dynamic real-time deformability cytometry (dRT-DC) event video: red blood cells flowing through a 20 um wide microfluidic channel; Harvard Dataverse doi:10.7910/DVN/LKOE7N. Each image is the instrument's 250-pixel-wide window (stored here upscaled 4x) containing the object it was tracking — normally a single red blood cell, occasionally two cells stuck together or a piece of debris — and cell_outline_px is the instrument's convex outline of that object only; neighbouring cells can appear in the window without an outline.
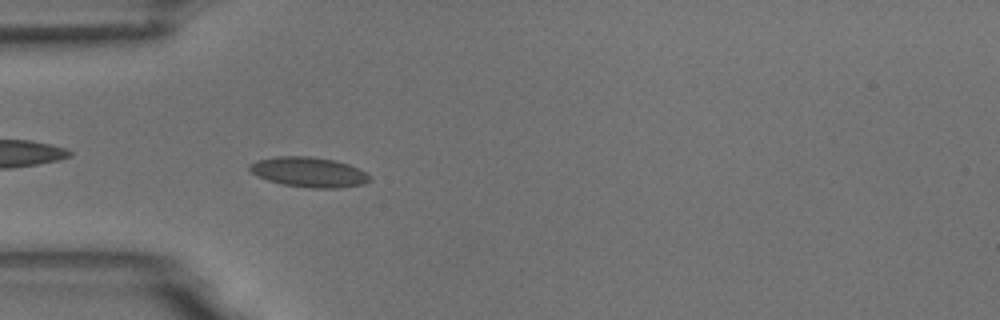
{"species": "common noctule bat (a hibernating species)", "species_latin": "Nyctalus noctula", "temperature_condition": "room temperature", "stored_images_in_passage": 54, "camera_frame_rate_fps": 3000, "um_per_image_px": 0.085, "animal": {"sex": "male", "body_mass_g": 18.8}, "frame": {"image": 1, "passage_image": 16, "time_ms": 5.0, "image_size_px": [1000, 320], "cell_outline_px": [[372, 180], [364, 184], [340, 188], [312, 188], [280, 184], [268, 180], [252, 172], [248, 168], [248, 164], [256, 160], [276, 156], [308, 156], [336, 160], [348, 164], [372, 176]], "centroid_in_image_um": [26.26, 14.63], "position_along_channel_um": 58.7, "area_um2": 21.1}, "authors_computed_cell_mechanics": {"area_um2": 19.2763, "velocity_mm_per_s": 3.7016, "shape_relaxation_time_tau1_ms": 5.0257, "shape_relaxation_time_tau2_ms": null, "deformation_change_tau1": 0.1104, "deformation_change_tau2": null}}